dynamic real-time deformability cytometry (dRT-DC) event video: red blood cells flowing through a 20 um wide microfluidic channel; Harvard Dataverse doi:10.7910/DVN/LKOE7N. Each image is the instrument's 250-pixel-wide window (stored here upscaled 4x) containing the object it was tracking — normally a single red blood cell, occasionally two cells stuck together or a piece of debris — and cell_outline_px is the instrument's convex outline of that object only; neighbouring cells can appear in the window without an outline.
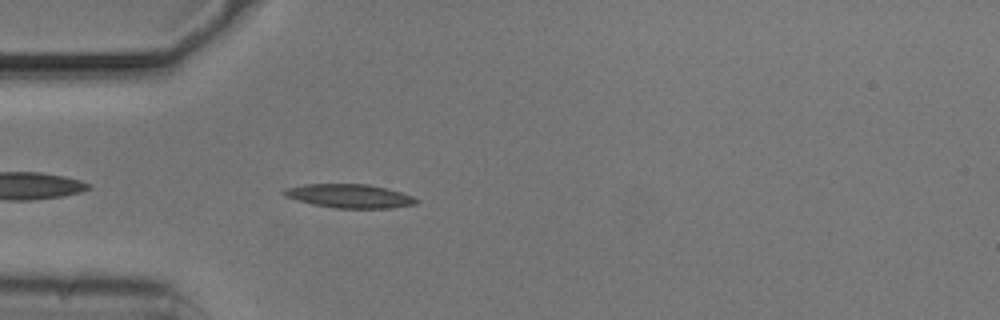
{"species": "common noctule bat (a hibernating species)", "species_latin": "Nyctalus noctula", "temperature_condition": "cold", "stored_images_in_passage": 36, "camera_frame_rate_fps": 3000, "um_per_image_px": 0.085, "animal": {"sex": "male", "body_mass_g": 20.5, "forearm_length_mm": 52.5}, "frame": {"image": 1, "passage_image": 3, "time_ms": 0.667, "image_size_px": [1000, 320], "cell_outline_px": [[420, 200], [416, 204], [388, 208], [336, 208], [312, 204], [284, 196], [280, 192], [284, 188], [304, 184], [368, 184], [400, 192], [412, 196]], "centroid_in_image_um": [29.66, 16.66], "position_along_channel_um": 55.3, "area_um2": 18.26}}
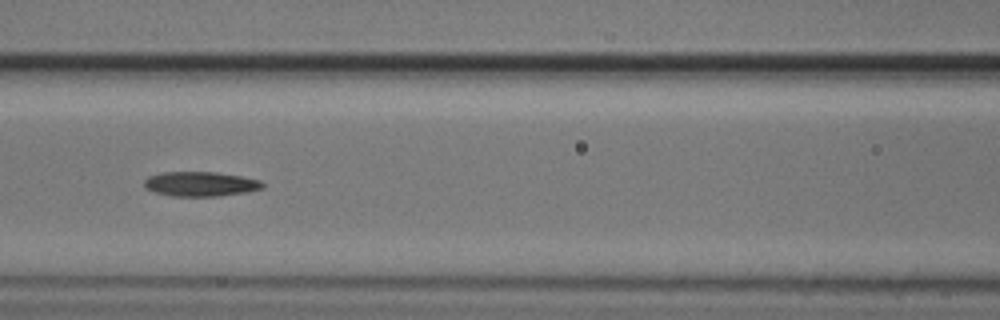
{"frame": {"image": 2, "passage_image": 11, "time_ms": 3.333, "image_size_px": [1000, 320], "cell_outline_px": [[264, 188], [244, 192], [220, 196], [172, 196], [156, 192], [144, 188], [144, 180], [148, 176], [164, 172], [216, 172], [240, 176], [260, 180], [264, 184]], "centroid_in_image_um": [17.03, 15.63], "position_along_channel_um": 149.6, "area_um2": 16.94}}
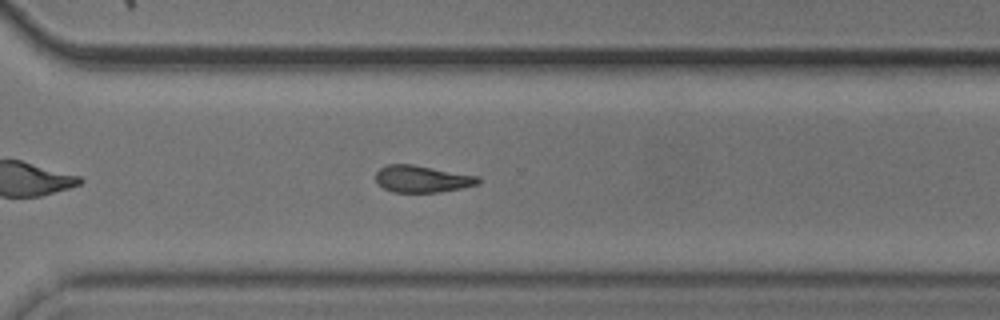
{"frame": {"image": 3, "passage_image": 26, "time_ms": 8.333, "image_size_px": [1000, 320], "cell_outline_px": [[480, 184], [440, 192], [392, 192], [384, 188], [376, 180], [376, 172], [380, 168], [388, 164], [412, 164], [480, 176]], "centroid_in_image_um": [35.9, 15.2], "position_along_channel_um": 334.7, "area_um2": 16.07}, "authors_computed_cell_mechanics": {"area_um2": 17.3111, "velocity_mm_per_s": 3.7209, "shape_relaxation_time_tau1_ms": 2.3765, "shape_relaxation_time_tau2_ms": 11.0252, "deformation_change_tau1": 0.1376, "deformation_change_tau2": 0.2339}}